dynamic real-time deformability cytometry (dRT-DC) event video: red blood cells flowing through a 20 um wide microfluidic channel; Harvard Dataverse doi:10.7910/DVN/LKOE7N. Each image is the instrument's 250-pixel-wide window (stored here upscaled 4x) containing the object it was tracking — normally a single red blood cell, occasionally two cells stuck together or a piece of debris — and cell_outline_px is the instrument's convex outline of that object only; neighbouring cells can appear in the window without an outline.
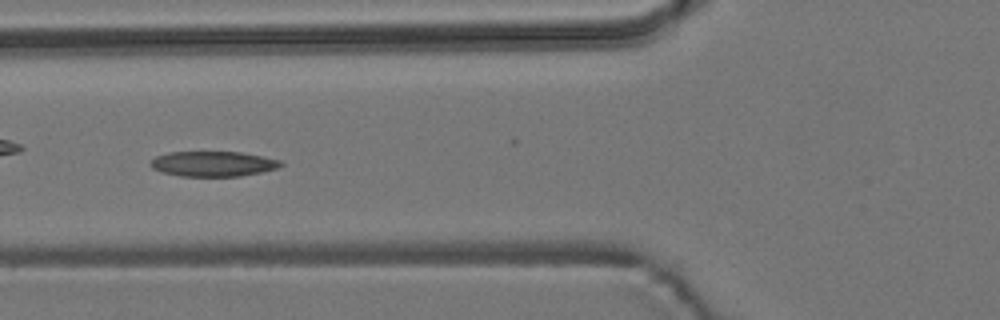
{"species": "common noctule bat (a hibernating species)", "species_latin": "Nyctalus noctula", "temperature_condition": "room temperature", "stored_images_in_passage": 7, "camera_frame_rate_fps": 3000, "um_per_image_px": 0.085, "animal": {"sex": "male", "body_mass_g": 19.2, "forearm_length_mm": 51.8}, "frame": {"image": 1, "passage_image": 5, "time_ms": 1.333, "image_size_px": [1000, 320], "cell_outline_px": [[284, 164], [276, 168], [260, 172], [240, 176], [180, 176], [164, 172], [152, 168], [148, 164], [156, 156], [172, 152], [240, 152], [280, 160]], "centroid_in_image_um": [18.09, 13.92], "position_along_channel_um": 107.7, "area_um2": 18.84}}
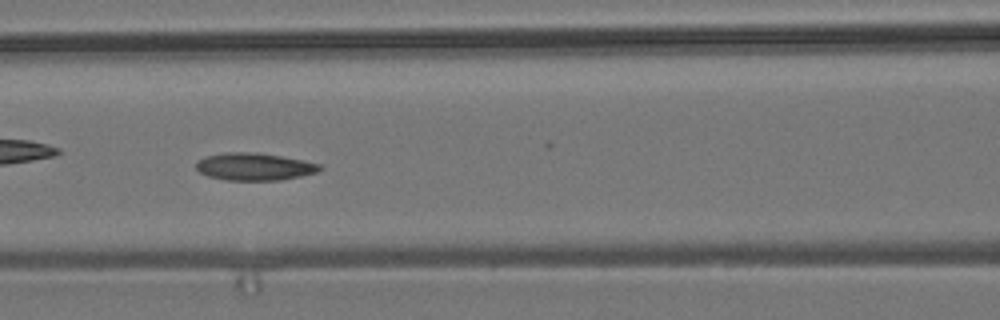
{"frame": {"image": 2, "passage_image": 6, "time_ms": 1.667, "image_size_px": [1000, 320], "cell_outline_px": [[324, 168], [316, 172], [300, 176], [280, 180], [224, 180], [208, 176], [200, 172], [196, 168], [196, 160], [204, 156], [224, 152], [256, 152], [304, 160], [320, 164]], "centroid_in_image_um": [21.59, 14.16], "position_along_channel_um": 145.0, "area_um2": 19.88}}
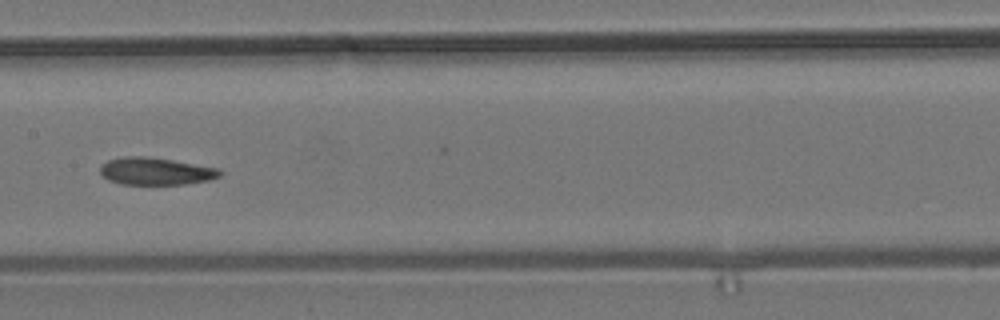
{"frame": {"image": 3, "passage_image": 7, "time_ms": 2.0, "image_size_px": [1000, 320], "cell_outline_px": [[224, 172], [220, 176], [208, 180], [184, 184], [120, 184], [108, 180], [100, 172], [100, 164], [108, 160], [124, 156], [144, 156], [172, 160], [220, 168]], "centroid_in_image_um": [13.23, 14.55], "position_along_channel_um": 194.2, "area_um2": 19.13}}